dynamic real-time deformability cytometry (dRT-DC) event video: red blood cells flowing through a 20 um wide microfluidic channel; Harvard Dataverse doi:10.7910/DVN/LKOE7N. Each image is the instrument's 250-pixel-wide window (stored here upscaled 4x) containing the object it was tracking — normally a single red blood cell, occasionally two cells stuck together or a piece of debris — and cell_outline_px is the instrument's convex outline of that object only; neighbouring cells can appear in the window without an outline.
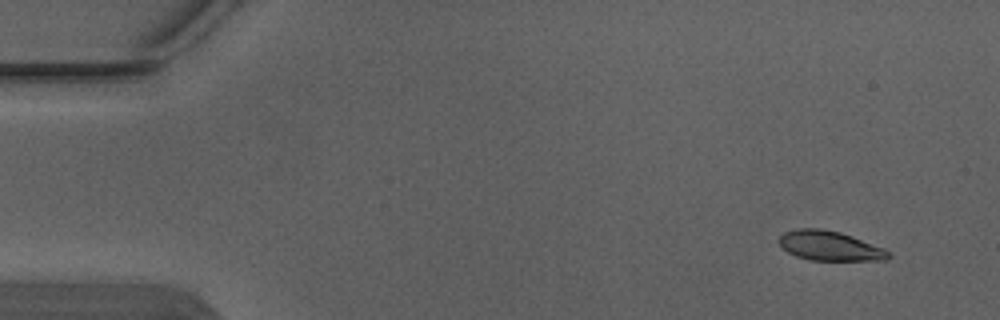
{"species": "Egyptian fruit bat (a non-hibernating species)", "species_latin": "Rousettus aegyptiacus", "temperature_condition": "warm", "stored_images_in_passage": 5, "camera_frame_rate_fps": 3000, "um_per_image_px": 0.085, "animal": {"sex": "male"}, "frame": {"image": 1, "passage_image": 1, "time_ms": 0.0, "image_size_px": [1000, 320], "cell_outline_px": [[892, 256], [888, 260], [808, 260], [796, 256], [788, 252], [776, 240], [784, 232], [796, 228], [820, 228], [840, 232], [852, 236], [884, 248], [892, 252]], "centroid_in_image_um": [70.54, 20.89], "position_along_channel_um": 14.5, "area_um2": 19.07}}
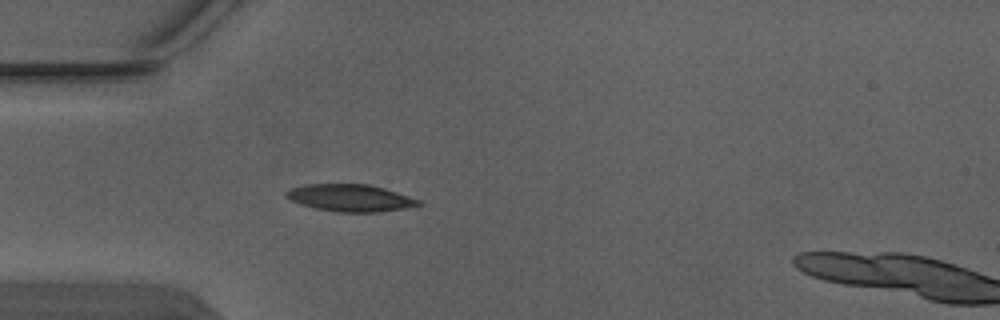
{"frame": {"image": 2, "passage_image": 4, "time_ms": 1.0, "image_size_px": [1000, 320], "cell_outline_px": [[424, 204], [404, 208], [376, 212], [336, 212], [316, 208], [300, 204], [284, 196], [284, 192], [292, 188], [308, 184], [368, 184], [384, 188], [420, 200]], "centroid_in_image_um": [29.76, 16.82], "position_along_channel_um": 55.2, "area_um2": 20.75}}